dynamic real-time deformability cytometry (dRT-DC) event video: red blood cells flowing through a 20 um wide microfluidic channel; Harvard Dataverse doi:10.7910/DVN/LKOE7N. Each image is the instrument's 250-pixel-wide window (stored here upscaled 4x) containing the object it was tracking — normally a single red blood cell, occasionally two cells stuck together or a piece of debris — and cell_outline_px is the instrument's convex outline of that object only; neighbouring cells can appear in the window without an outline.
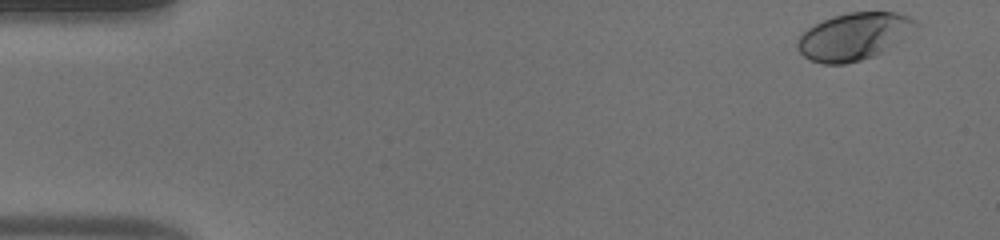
{"species": "human", "species_latin": "Homo sapiens", "temperature_condition": "warm", "stored_images_in_passage": 46, "camera_frame_rate_fps": 3000, "um_per_image_px": 0.085, "donor": {"sex": "male"}, "frame": {"image": 1, "passage_image": 1, "time_ms": 0.0, "image_size_px": [1000, 240], "cell_outline_px": [[920, 28], [880, 52], [872, 56], [860, 60], [844, 64], [824, 64], [812, 60], [804, 56], [796, 48], [796, 40], [808, 28], [832, 16], [848, 12], [896, 12], [908, 16], [916, 20], [920, 24]], "centroid_in_image_um": [72.6, 3.08], "position_along_channel_um": 12.4, "area_um2": 32.43}}
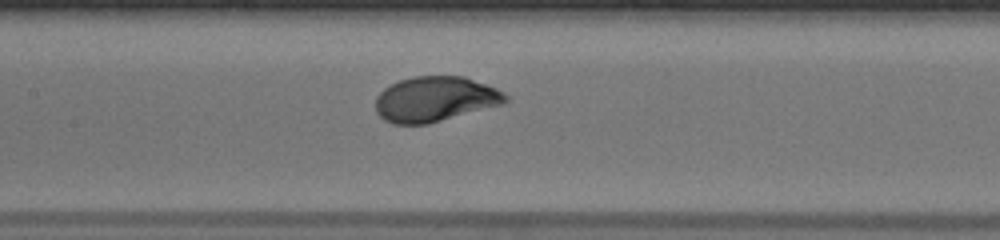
{"frame": {"image": 2, "passage_image": 24, "time_ms": 7.667, "image_size_px": [1000, 240], "cell_outline_px": [[508, 100], [504, 104], [428, 124], [392, 124], [384, 120], [376, 112], [376, 96], [384, 88], [400, 80], [416, 76], [464, 76], [496, 88], [504, 92], [508, 96]], "centroid_in_image_um": [36.99, 8.43], "position_along_channel_um": 170.4, "area_um2": 34.28}}
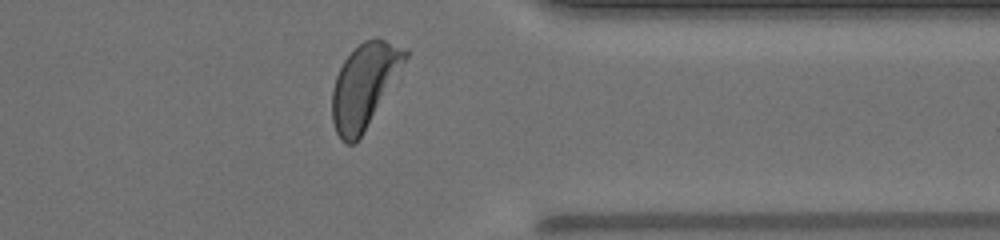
{"frame": {"image": 3, "passage_image": 41, "time_ms": 13.333, "image_size_px": [1000, 240], "cell_outline_px": [[408, 56], [360, 136], [352, 144], [344, 144], [340, 140], [336, 132], [332, 120], [332, 88], [336, 76], [344, 60], [364, 40], [376, 36], [408, 48]], "centroid_in_image_um": [30.94, 7.22], "position_along_channel_um": 380.5, "area_um2": 34.85}, "authors_computed_cell_mechanics": {"area_um2": 33.9286, "velocity_mm_per_s": 3.8355, "shape_relaxation_time_tau1_ms": 2.3895, "shape_relaxation_time_tau2_ms": null, "deformation_change_tau1": 0.1761, "deformation_change_tau2": null}}